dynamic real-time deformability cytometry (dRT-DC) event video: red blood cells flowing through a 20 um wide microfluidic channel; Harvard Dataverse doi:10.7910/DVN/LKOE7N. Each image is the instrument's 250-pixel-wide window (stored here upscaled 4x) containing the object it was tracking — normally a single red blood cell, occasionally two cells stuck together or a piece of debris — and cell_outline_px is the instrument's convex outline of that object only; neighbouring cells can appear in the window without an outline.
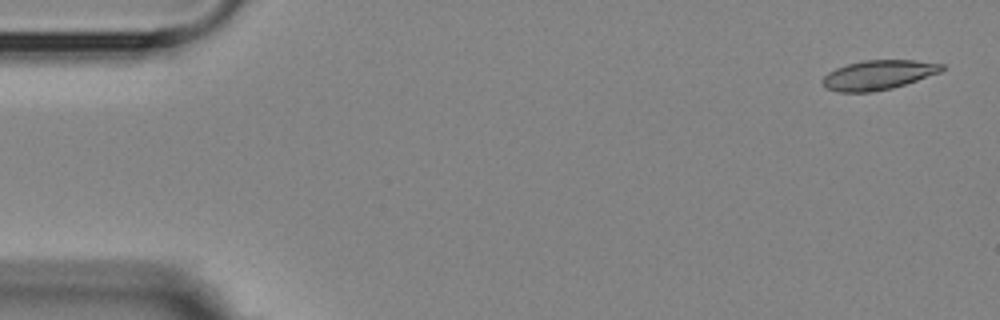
{"species": "Egyptian fruit bat (a non-hibernating species)", "species_latin": "Rousettus aegyptiacus", "temperature_condition": "room temperature", "stored_images_in_passage": 4, "camera_frame_rate_fps": 3000, "um_per_image_px": 0.085, "animal": {"sex": "female"}, "frame": {"image": 1, "passage_image": 1, "time_ms": 0.0, "image_size_px": [1000, 320], "cell_outline_px": [[948, 68], [940, 72], [892, 88], [868, 92], [840, 92], [828, 88], [820, 80], [828, 72], [836, 68], [848, 64], [864, 60], [916, 60], [944, 64]], "centroid_in_image_um": [74.68, 6.35], "position_along_channel_um": 10.3, "area_um2": 20.35}}